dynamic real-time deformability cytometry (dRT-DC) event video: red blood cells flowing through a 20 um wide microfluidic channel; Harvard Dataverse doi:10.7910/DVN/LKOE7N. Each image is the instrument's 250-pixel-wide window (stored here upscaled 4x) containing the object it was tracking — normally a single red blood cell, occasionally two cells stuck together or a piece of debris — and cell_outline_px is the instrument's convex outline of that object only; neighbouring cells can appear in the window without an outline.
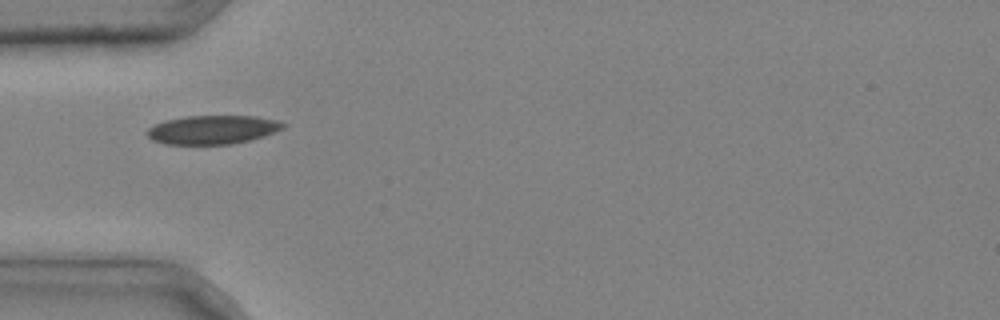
{"species": "common noctule bat (a hibernating species)", "species_latin": "Nyctalus noctula", "temperature_condition": "cold", "stored_images_in_passage": 2, "camera_frame_rate_fps": 3000, "um_per_image_px": 0.085, "animal": {"sex": "male", "body_mass_g": 20.4}, "frame": {"image": 1, "passage_image": 1, "time_ms": 0.0, "image_size_px": [1000, 320], "cell_outline_px": [[288, 124], [284, 128], [264, 136], [232, 144], [164, 144], [152, 140], [148, 136], [148, 128], [152, 124], [164, 120], [184, 116], [256, 116], [276, 120]], "centroid_in_image_um": [18.05, 11.02], "position_along_channel_um": 66.9, "area_um2": 22.89}}